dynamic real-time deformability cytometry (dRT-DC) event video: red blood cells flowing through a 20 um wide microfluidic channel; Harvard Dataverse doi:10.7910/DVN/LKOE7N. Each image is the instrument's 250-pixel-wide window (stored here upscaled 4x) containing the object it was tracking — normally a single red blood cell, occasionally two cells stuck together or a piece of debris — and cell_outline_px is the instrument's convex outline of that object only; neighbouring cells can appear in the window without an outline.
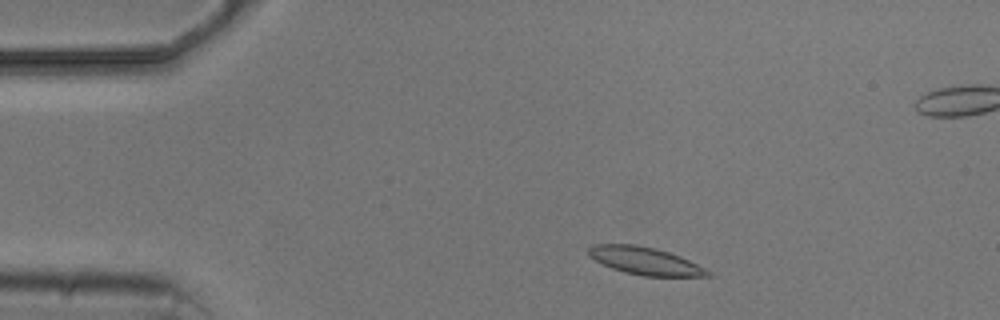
{"species": "common noctule bat (a hibernating species)", "species_latin": "Nyctalus noctula", "temperature_condition": "cold", "stored_images_in_passage": 5, "camera_frame_rate_fps": 3000, "um_per_image_px": 0.085, "animal": {"sex": "male", "body_mass_g": 20.5, "forearm_length_mm": 52.5}, "frame": {"image": 1, "passage_image": 2, "time_ms": 1.333, "image_size_px": [1000, 320], "cell_outline_px": [[712, 276], [644, 276], [624, 272], [612, 268], [588, 256], [588, 248], [592, 244], [636, 244], [656, 248], [680, 256], [712, 272]], "centroid_in_image_um": [54.81, 22.17], "position_along_channel_um": 30.2, "area_um2": 19.07}}